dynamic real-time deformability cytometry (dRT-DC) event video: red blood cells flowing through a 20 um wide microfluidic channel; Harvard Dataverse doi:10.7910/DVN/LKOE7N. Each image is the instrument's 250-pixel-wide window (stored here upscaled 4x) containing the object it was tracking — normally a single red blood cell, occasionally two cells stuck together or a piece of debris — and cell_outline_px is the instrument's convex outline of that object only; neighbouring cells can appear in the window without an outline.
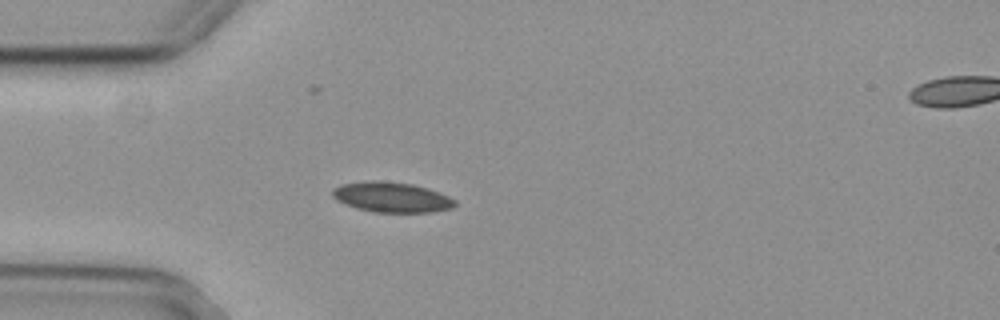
{"species": "common noctule bat (a hibernating species)", "species_latin": "Nyctalus noctula", "temperature_condition": "cold", "stored_images_in_passage": 28, "camera_frame_rate_fps": 3000, "um_per_image_px": 0.085, "animal": {"sex": "female", "body_mass_g": 29.2, "forearm_length_mm": 56.3}, "frame": {"image": 1, "passage_image": 1, "time_ms": 0.0, "image_size_px": [1000, 320], "cell_outline_px": [[456, 204], [452, 208], [432, 212], [372, 212], [356, 208], [344, 204], [336, 200], [332, 196], [332, 188], [340, 184], [372, 180], [380, 180], [412, 184], [428, 188], [448, 196], [456, 200]], "centroid_in_image_um": [33.26, 16.76], "position_along_channel_um": 51.7, "area_um2": 21.73}}
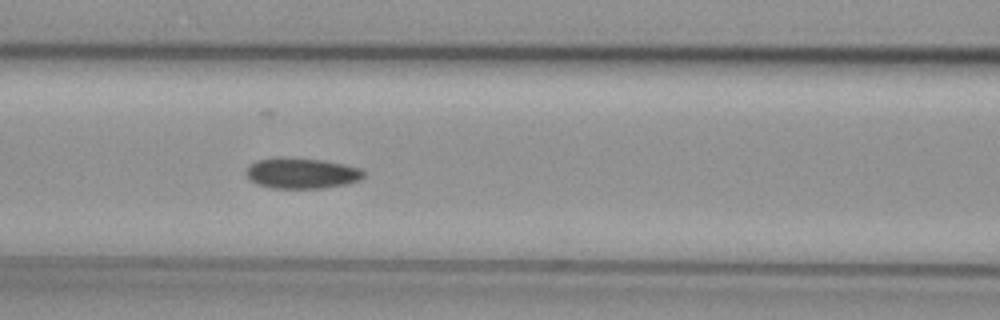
{"frame": {"image": 2, "passage_image": 9, "time_ms": 2.667, "image_size_px": [1000, 320], "cell_outline_px": [[364, 176], [360, 180], [344, 184], [324, 188], [272, 188], [256, 184], [248, 180], [244, 172], [248, 164], [256, 160], [276, 156], [284, 156], [324, 160], [344, 164], [360, 168], [364, 172]], "centroid_in_image_um": [25.56, 14.7], "position_along_channel_um": 141.0, "area_um2": 21.56}}
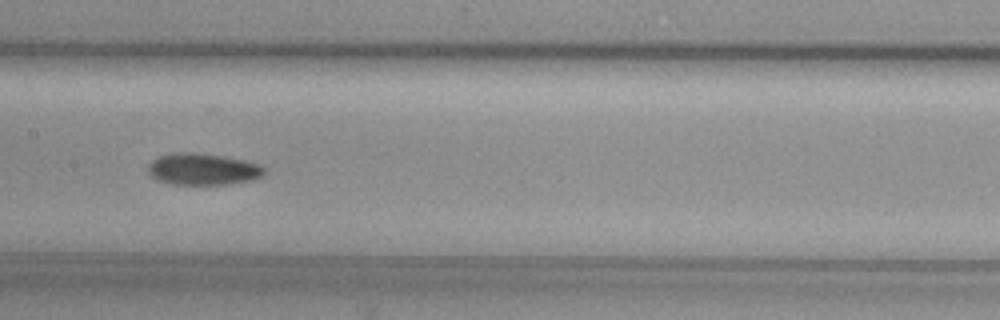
{"frame": {"image": 3, "passage_image": 13, "time_ms": 4.0, "image_size_px": [1000, 320], "cell_outline_px": [[268, 172], [264, 176], [252, 180], [228, 184], [172, 184], [156, 180], [148, 176], [148, 164], [152, 160], [160, 156], [172, 152], [192, 152], [224, 156], [244, 160], [260, 164]], "centroid_in_image_um": [17.24, 14.38], "position_along_channel_um": 190.2, "area_um2": 21.79}}